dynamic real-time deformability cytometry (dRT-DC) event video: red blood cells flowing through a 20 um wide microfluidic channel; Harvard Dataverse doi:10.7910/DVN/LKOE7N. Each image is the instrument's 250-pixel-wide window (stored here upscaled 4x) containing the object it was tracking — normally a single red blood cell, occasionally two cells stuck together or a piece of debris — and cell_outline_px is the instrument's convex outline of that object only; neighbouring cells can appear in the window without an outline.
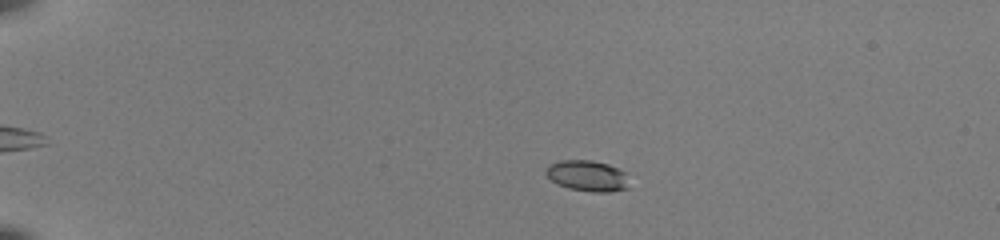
{"species": "common noctule bat (a hibernating species)", "species_latin": "Nyctalus noctula", "temperature_condition": "room temperature", "stored_images_in_passage": 55, "camera_frame_rate_fps": 3000, "um_per_image_px": 0.085, "animal": {"sex": "female", "body_mass_g": 22.0, "forearm_length_mm": 56.7}, "frame": {"image": 1, "passage_image": 14, "time_ms": 4.333, "image_size_px": [1000, 240], "cell_outline_px": [[628, 188], [608, 192], [592, 192], [568, 188], [552, 180], [544, 172], [552, 164], [560, 160], [592, 160], [608, 164], [624, 172]], "centroid_in_image_um": [49.92, 14.94], "position_along_channel_um": 35.1, "area_um2": 14.62}}
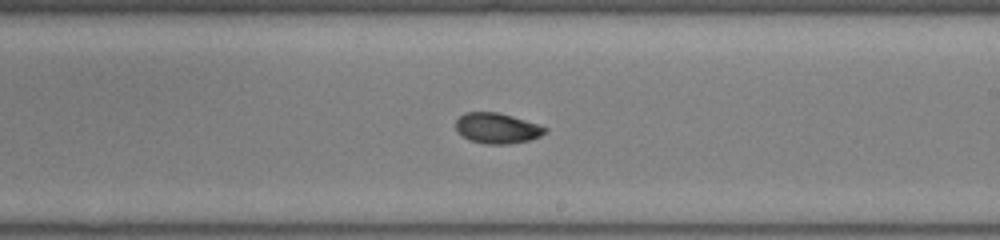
{"frame": {"image": 2, "passage_image": 36, "time_ms": 11.667, "image_size_px": [1000, 240], "cell_outline_px": [[548, 128], [540, 136], [528, 140], [508, 144], [484, 144], [472, 140], [464, 136], [456, 128], [456, 120], [464, 112], [496, 112], [512, 116]], "centroid_in_image_um": [42.23, 10.89], "position_along_channel_um": 246.8, "area_um2": 15.49}}
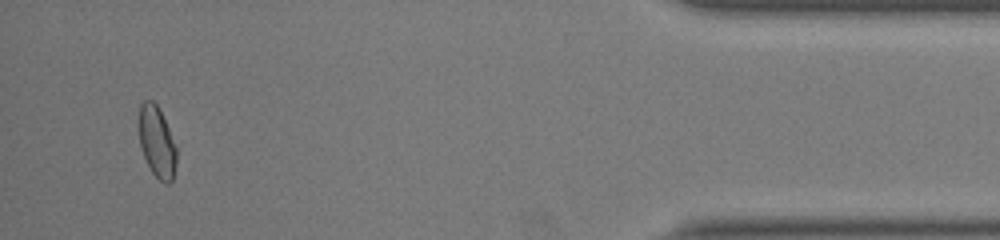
{"frame": {"image": 3, "passage_image": 53, "time_ms": 17.333, "image_size_px": [1000, 240], "cell_outline_px": [[176, 164], [172, 180], [168, 184], [164, 184], [152, 172], [144, 156], [140, 144], [140, 104], [144, 100], [152, 100], [160, 108], [176, 148]], "centroid_in_image_um": [13.35, 12.07], "position_along_channel_um": 421.9, "area_um2": 15.26}, "authors_computed_cell_mechanics": {"area_um2": 15.8372, "velocity_mm_per_s": 3.9959, "shape_relaxation_time_tau1_ms": 4.4467, "shape_relaxation_time_tau2_ms": 1.9077, "deformation_change_tau1": 0.1616, "deformation_change_tau2": 0.0511}}